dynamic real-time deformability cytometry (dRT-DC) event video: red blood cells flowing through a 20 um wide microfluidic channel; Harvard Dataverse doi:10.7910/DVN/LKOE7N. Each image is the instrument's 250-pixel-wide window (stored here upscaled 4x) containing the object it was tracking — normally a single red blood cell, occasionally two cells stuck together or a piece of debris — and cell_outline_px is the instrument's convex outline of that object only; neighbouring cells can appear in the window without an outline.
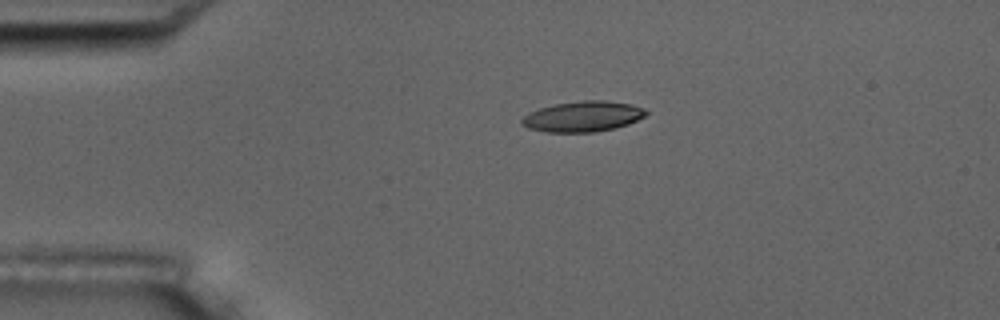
{"species": "common noctule bat (a hibernating species)", "species_latin": "Nyctalus noctula", "temperature_condition": "room temperature", "stored_images_in_passage": 4, "segment_of_instrument_passage": [1, 2], "camera_frame_rate_fps": 3000, "um_per_image_px": 0.085, "animal": {"sex": "male", "body_mass_g": 17.5, "forearm_length_mm": 52.3}, "frame": {"image": 1, "passage_image": 2, "time_ms": 1.333, "image_size_px": [1000, 320], "cell_outline_px": [[648, 112], [644, 116], [628, 124], [616, 128], [592, 132], [544, 132], [528, 128], [520, 124], [520, 120], [528, 112], [540, 108], [556, 104], [584, 100], [604, 100], [632, 104], [644, 108]], "centroid_in_image_um": [49.52, 9.9], "position_along_channel_um": 35.5, "area_um2": 22.14}}